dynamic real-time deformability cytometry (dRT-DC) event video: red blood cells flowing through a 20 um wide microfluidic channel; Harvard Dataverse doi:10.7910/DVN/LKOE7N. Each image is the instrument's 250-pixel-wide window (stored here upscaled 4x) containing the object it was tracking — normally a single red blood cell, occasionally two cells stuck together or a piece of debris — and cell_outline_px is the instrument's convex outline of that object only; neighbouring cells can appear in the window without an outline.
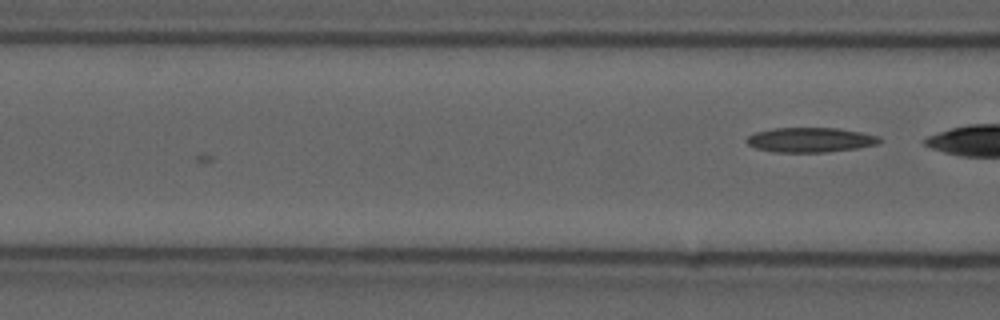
{"species": "common noctule bat (a hibernating species)", "species_latin": "Nyctalus noctula", "temperature_condition": "cold", "stored_images_in_passage": 3, "camera_frame_rate_fps": 3000, "um_per_image_px": 0.085, "animal": {"sex": "male", "forearm_length_mm": 52.5}, "frame": {"image": 1, "passage_image": 3, "time_ms": 0.667, "image_size_px": [1000, 320], "cell_outline_px": [[884, 140], [880, 144], [856, 148], [824, 152], [772, 152], [756, 148], [748, 144], [748, 136], [756, 132], [772, 128], [840, 128], [880, 136]], "centroid_in_image_um": [68.94, 11.88], "position_along_channel_um": 97.7, "area_um2": 19.19}}